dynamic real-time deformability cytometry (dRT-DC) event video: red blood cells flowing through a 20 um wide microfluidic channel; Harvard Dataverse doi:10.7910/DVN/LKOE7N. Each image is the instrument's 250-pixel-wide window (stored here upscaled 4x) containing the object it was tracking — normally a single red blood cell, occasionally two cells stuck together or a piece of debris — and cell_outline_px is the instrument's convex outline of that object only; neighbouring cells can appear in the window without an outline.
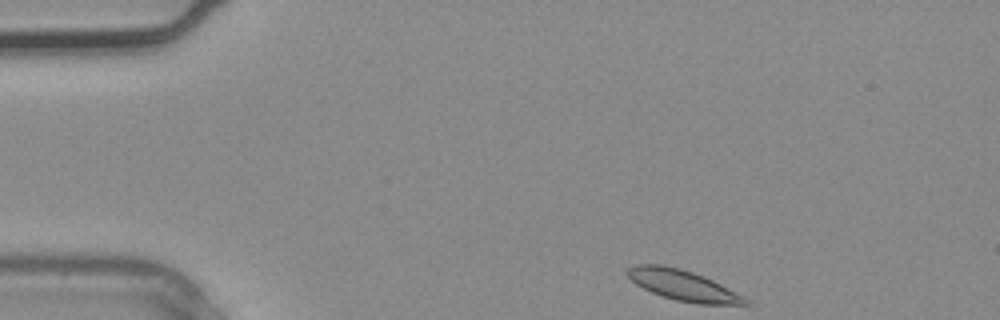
{"species": "common noctule bat (a hibernating species)", "species_latin": "Nyctalus noctula", "temperature_condition": "warm", "stored_images_in_passage": 2, "segment_of_instrument_passage": [2, 2], "camera_frame_rate_fps": 3000, "um_per_image_px": 0.085, "animal": {"sex": "male", "body_mass_g": 20.4}, "frame": {"image": 1, "passage_image": 2, "time_ms": 0.333, "image_size_px": [1000, 320], "cell_outline_px": [[752, 304], [696, 304], [676, 300], [652, 292], [636, 284], [624, 272], [628, 268], [636, 264], [660, 264], [680, 268], [704, 276], [744, 296]], "centroid_in_image_um": [58.04, 24.24], "position_along_channel_um": 27.0, "area_um2": 20.81}}